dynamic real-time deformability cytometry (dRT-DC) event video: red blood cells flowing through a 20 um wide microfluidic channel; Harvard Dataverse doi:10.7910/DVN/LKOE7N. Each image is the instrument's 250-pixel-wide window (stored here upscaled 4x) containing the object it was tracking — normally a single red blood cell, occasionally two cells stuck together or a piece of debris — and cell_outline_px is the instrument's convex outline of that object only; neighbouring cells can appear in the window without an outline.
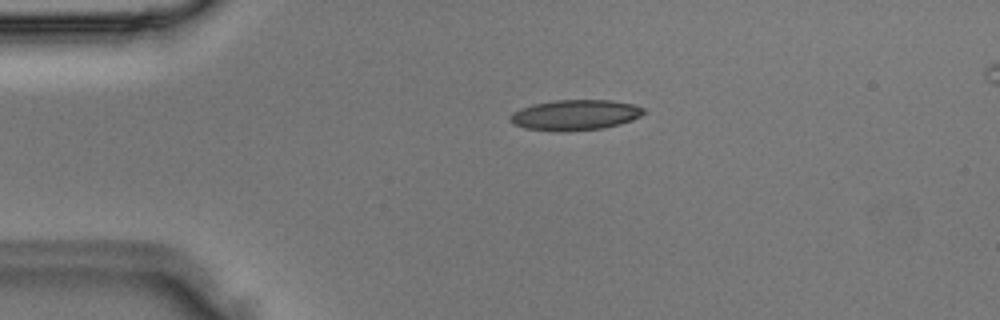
{"species": "Egyptian fruit bat (a non-hibernating species)", "species_latin": "Rousettus aegyptiacus", "temperature_condition": "room temperature", "stored_images_in_passage": 3, "camera_frame_rate_fps": 3000, "um_per_image_px": 0.085, "animal": {"sex": "male"}, "frame": {"image": 1, "passage_image": 2, "time_ms": 0.333, "image_size_px": [1000, 320], "cell_outline_px": [[644, 112], [640, 116], [632, 120], [620, 124], [604, 128], [568, 132], [560, 132], [524, 128], [512, 124], [508, 120], [512, 112], [520, 108], [532, 104], [556, 100], [612, 100], [632, 104], [644, 108]], "centroid_in_image_um": [48.84, 9.78], "position_along_channel_um": 36.2, "area_um2": 23.99}}